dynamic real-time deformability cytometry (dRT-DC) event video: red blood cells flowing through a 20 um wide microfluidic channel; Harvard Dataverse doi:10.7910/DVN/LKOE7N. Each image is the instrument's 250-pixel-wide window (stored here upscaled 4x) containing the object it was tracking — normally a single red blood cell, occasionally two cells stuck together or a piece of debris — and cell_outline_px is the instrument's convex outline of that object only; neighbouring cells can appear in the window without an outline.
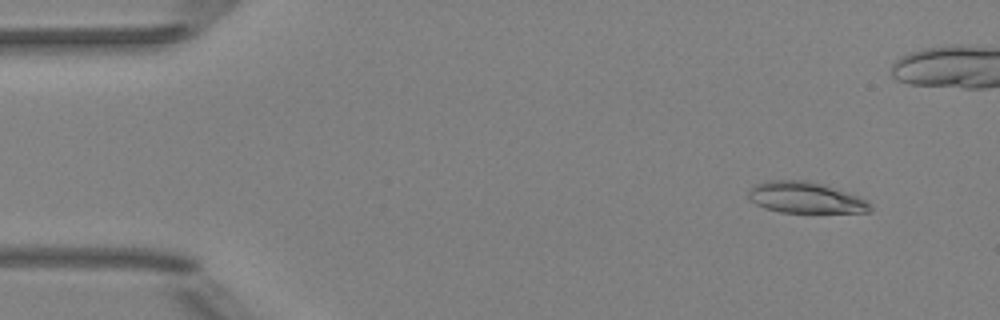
{"species": "Egyptian fruit bat (a non-hibernating species)", "species_latin": "Rousettus aegyptiacus", "temperature_condition": "room temperature", "stored_images_in_passage": 5, "camera_frame_rate_fps": 3000, "um_per_image_px": 0.085, "animal": {"sex": "female"}, "frame": {"image": 1, "passage_image": 2, "time_ms": 1.333, "image_size_px": [1000, 320], "cell_outline_px": [[872, 212], [780, 212], [764, 208], [748, 200], [748, 192], [756, 184], [768, 180], [804, 180], [824, 184], [868, 200], [872, 204]], "centroid_in_image_um": [68.47, 16.8], "position_along_channel_um": 16.5, "area_um2": 22.14}}